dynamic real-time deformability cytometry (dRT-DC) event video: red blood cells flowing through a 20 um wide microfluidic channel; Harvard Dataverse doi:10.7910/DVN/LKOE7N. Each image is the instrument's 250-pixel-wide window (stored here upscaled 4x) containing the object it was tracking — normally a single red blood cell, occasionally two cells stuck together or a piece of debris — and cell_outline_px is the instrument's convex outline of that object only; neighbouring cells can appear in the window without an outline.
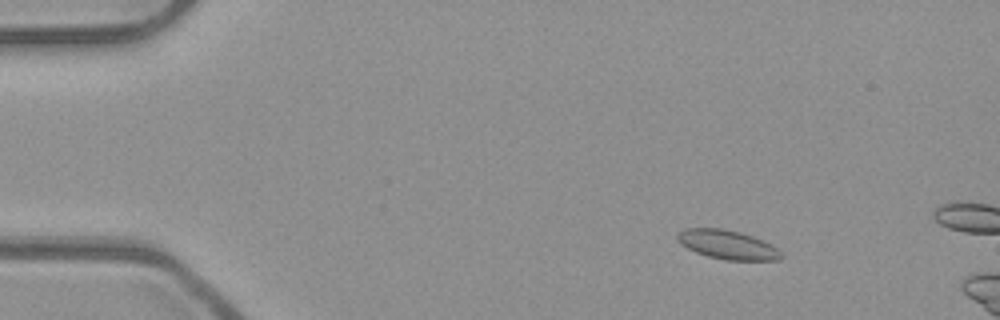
{"species": "common noctule bat (a hibernating species)", "species_latin": "Nyctalus noctula", "temperature_condition": "room temperature", "stored_images_in_passage": 13, "camera_frame_rate_fps": 3000, "um_per_image_px": 0.085, "animal": {"sex": "male", "body_mass_g": 23.1, "forearm_length_mm": 52.7}, "frame": {"image": 1, "passage_image": 8, "time_ms": 2.333, "image_size_px": [1000, 320], "cell_outline_px": [[784, 256], [780, 260], [724, 260], [708, 256], [696, 252], [680, 244], [676, 240], [676, 236], [684, 228], [724, 228], [740, 232], [752, 236], [776, 248]], "centroid_in_image_um": [61.8, 20.79], "position_along_channel_um": 23.2, "area_um2": 17.46}}